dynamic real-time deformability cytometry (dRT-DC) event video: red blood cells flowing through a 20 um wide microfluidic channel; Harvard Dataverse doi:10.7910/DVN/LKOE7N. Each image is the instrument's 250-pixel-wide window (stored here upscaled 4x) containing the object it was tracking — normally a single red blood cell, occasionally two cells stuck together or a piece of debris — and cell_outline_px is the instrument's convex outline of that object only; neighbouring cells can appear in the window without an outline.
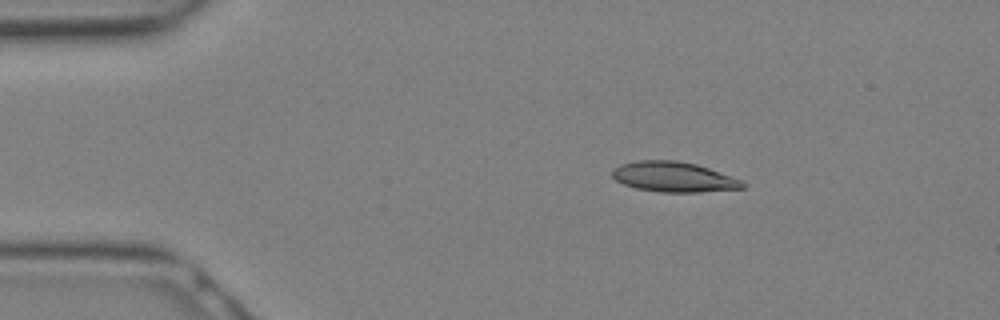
{"species": "Egyptian fruit bat (a non-hibernating species)", "species_latin": "Rousettus aegyptiacus", "temperature_condition": "warm", "stored_images_in_passage": 10, "camera_frame_rate_fps": 3000, "um_per_image_px": 0.085, "animal": {"sex": "female"}, "frame": {"image": 1, "passage_image": 1, "time_ms": 0.0, "image_size_px": [1000, 320], "cell_outline_px": [[744, 188], [700, 192], [660, 192], [636, 188], [624, 184], [616, 180], [612, 176], [612, 168], [620, 164], [640, 160], [676, 160], [696, 164], [708, 168], [740, 180], [744, 184]], "centroid_in_image_um": [57.21, 15.03], "position_along_channel_um": 27.8, "area_um2": 22.72}}
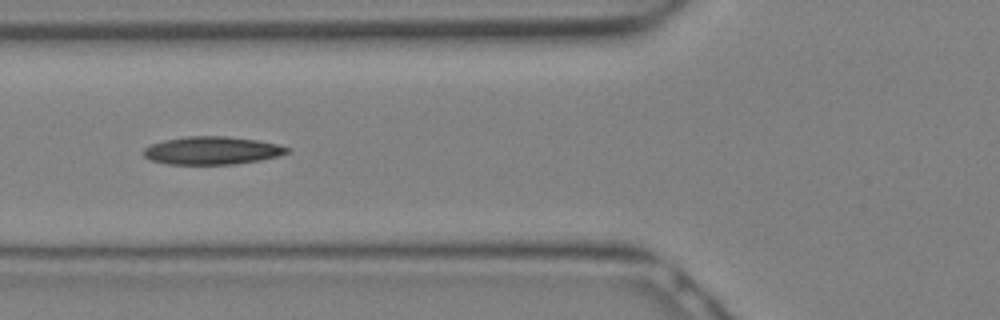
{"frame": {"image": 2, "passage_image": 7, "time_ms": 2.0, "image_size_px": [1000, 320], "cell_outline_px": [[292, 152], [280, 156], [260, 160], [236, 164], [168, 164], [152, 160], [144, 156], [144, 148], [152, 144], [164, 140], [188, 136], [228, 136], [260, 140], [280, 144], [292, 148]], "centroid_in_image_um": [18.13, 12.79], "position_along_channel_um": 107.7, "area_um2": 23.64}}
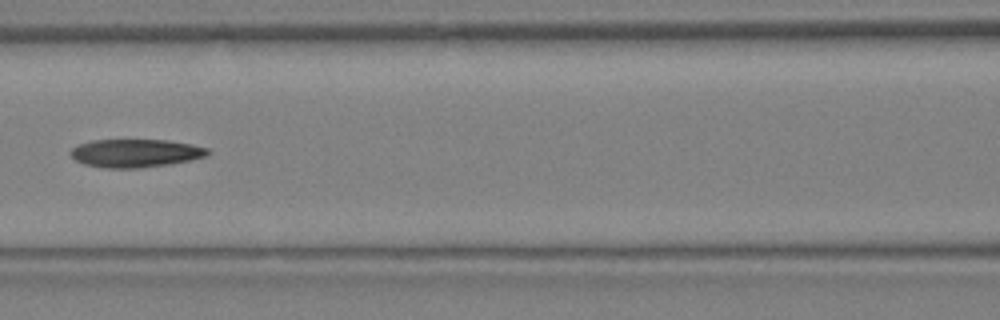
{"frame": {"image": 3, "passage_image": 9, "time_ms": 2.667, "image_size_px": [1000, 320], "cell_outline_px": [[212, 152], [208, 156], [192, 160], [168, 164], [140, 168], [104, 168], [84, 164], [76, 160], [68, 152], [76, 144], [92, 140], [168, 140], [192, 144], [208, 148]], "centroid_in_image_um": [11.53, 13.01], "position_along_channel_um": 155.1, "area_um2": 22.77}}